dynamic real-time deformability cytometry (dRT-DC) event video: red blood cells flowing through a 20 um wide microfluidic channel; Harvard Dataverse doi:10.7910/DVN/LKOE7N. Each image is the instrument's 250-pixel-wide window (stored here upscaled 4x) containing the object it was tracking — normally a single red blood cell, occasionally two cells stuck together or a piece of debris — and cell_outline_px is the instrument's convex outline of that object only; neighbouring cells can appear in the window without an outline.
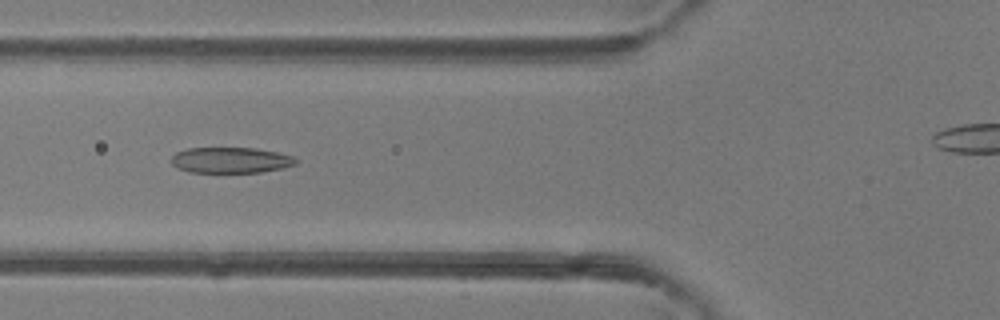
{"species": "common noctule bat (a hibernating species)", "species_latin": "Nyctalus noctula", "temperature_condition": "room temperature", "stored_images_in_passage": 29, "camera_frame_rate_fps": 3000, "um_per_image_px": 0.085, "animal": {"sex": "female"}, "frame": {"image": 1, "passage_image": 5, "time_ms": 1.333, "image_size_px": [1000, 320], "cell_outline_px": [[296, 164], [280, 168], [260, 172], [188, 172], [176, 168], [172, 164], [172, 156], [176, 152], [188, 148], [256, 148], [296, 156]], "centroid_in_image_um": [19.59, 13.61], "position_along_channel_um": 106.2, "area_um2": 18.67}}
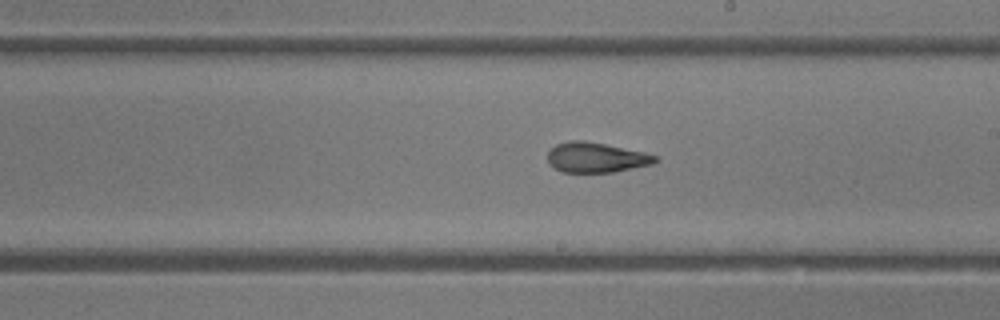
{"frame": {"image": 2, "passage_image": 14, "time_ms": 4.333, "image_size_px": [1000, 320], "cell_outline_px": [[660, 160], [652, 164], [612, 172], [560, 172], [552, 168], [548, 164], [548, 152], [556, 144], [568, 140], [584, 140], [644, 152], [656, 156]], "centroid_in_image_um": [50.62, 13.39], "position_along_channel_um": 238.4, "area_um2": 18.9}}
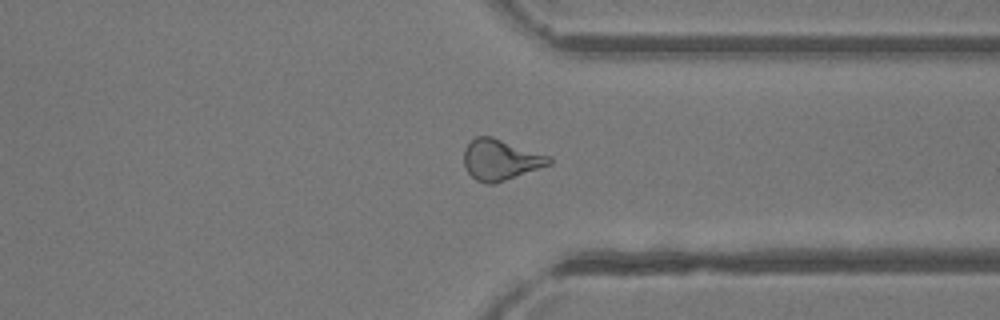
{"frame": {"image": 3, "passage_image": 23, "time_ms": 7.333, "image_size_px": [1000, 320], "cell_outline_px": [[552, 164], [492, 184], [488, 184], [476, 180], [468, 172], [464, 164], [464, 148], [476, 136], [492, 136], [552, 156]], "centroid_in_image_um": [42.57, 13.56], "position_along_channel_um": 368.8, "area_um2": 20.23}, "authors_computed_cell_mechanics": {"area_um2": 19.1896, "velocity_mm_per_s": 4.3909, "shape_relaxation_time_tau1_ms": null, "shape_relaxation_time_tau2_ms": 2.2044, "deformation_change_tau1": null, "deformation_change_tau2": 0.1022}}